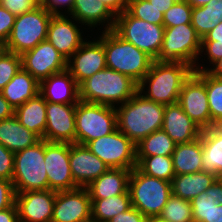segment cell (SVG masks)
Here are the masks:
<instances>
[{"mask_svg":"<svg viewBox=\"0 0 222 222\" xmlns=\"http://www.w3.org/2000/svg\"><path fill=\"white\" fill-rule=\"evenodd\" d=\"M159 216L168 222H194L191 202L173 194Z\"/></svg>","mask_w":222,"mask_h":222,"instance_id":"d590c367","label":"cell"},{"mask_svg":"<svg viewBox=\"0 0 222 222\" xmlns=\"http://www.w3.org/2000/svg\"><path fill=\"white\" fill-rule=\"evenodd\" d=\"M193 7L186 1L174 3L163 14L164 27H174L180 24H190Z\"/></svg>","mask_w":222,"mask_h":222,"instance_id":"f35d334b","label":"cell"},{"mask_svg":"<svg viewBox=\"0 0 222 222\" xmlns=\"http://www.w3.org/2000/svg\"><path fill=\"white\" fill-rule=\"evenodd\" d=\"M108 222H147V218L132 206L127 211L114 216Z\"/></svg>","mask_w":222,"mask_h":222,"instance_id":"bcb514c9","label":"cell"},{"mask_svg":"<svg viewBox=\"0 0 222 222\" xmlns=\"http://www.w3.org/2000/svg\"><path fill=\"white\" fill-rule=\"evenodd\" d=\"M40 140L35 133L20 124L14 115L0 120V144L9 151L18 152L35 145Z\"/></svg>","mask_w":222,"mask_h":222,"instance_id":"484cf974","label":"cell"},{"mask_svg":"<svg viewBox=\"0 0 222 222\" xmlns=\"http://www.w3.org/2000/svg\"><path fill=\"white\" fill-rule=\"evenodd\" d=\"M14 116L20 124L35 133L40 139H44L46 101L40 94L15 108Z\"/></svg>","mask_w":222,"mask_h":222,"instance_id":"83f0119b","label":"cell"},{"mask_svg":"<svg viewBox=\"0 0 222 222\" xmlns=\"http://www.w3.org/2000/svg\"><path fill=\"white\" fill-rule=\"evenodd\" d=\"M162 130L176 143H189L200 138L202 129L178 103L165 105Z\"/></svg>","mask_w":222,"mask_h":222,"instance_id":"44dd1931","label":"cell"},{"mask_svg":"<svg viewBox=\"0 0 222 222\" xmlns=\"http://www.w3.org/2000/svg\"><path fill=\"white\" fill-rule=\"evenodd\" d=\"M71 57L73 62L67 60L66 70L78 84L106 68L105 49L100 39L95 42L84 41Z\"/></svg>","mask_w":222,"mask_h":222,"instance_id":"d6986e66","label":"cell"},{"mask_svg":"<svg viewBox=\"0 0 222 222\" xmlns=\"http://www.w3.org/2000/svg\"><path fill=\"white\" fill-rule=\"evenodd\" d=\"M177 103L202 130L211 127L204 71H193L184 81Z\"/></svg>","mask_w":222,"mask_h":222,"instance_id":"7c38bea8","label":"cell"},{"mask_svg":"<svg viewBox=\"0 0 222 222\" xmlns=\"http://www.w3.org/2000/svg\"><path fill=\"white\" fill-rule=\"evenodd\" d=\"M218 177L204 172L175 175L171 181L172 194L191 201L206 191Z\"/></svg>","mask_w":222,"mask_h":222,"instance_id":"f1b7e54d","label":"cell"},{"mask_svg":"<svg viewBox=\"0 0 222 222\" xmlns=\"http://www.w3.org/2000/svg\"><path fill=\"white\" fill-rule=\"evenodd\" d=\"M131 204L147 219L159 216L172 195L171 182L142 173L137 167L129 178Z\"/></svg>","mask_w":222,"mask_h":222,"instance_id":"5b68a950","label":"cell"},{"mask_svg":"<svg viewBox=\"0 0 222 222\" xmlns=\"http://www.w3.org/2000/svg\"><path fill=\"white\" fill-rule=\"evenodd\" d=\"M213 65H215V67L212 69H206V68H197V66H194L195 68L193 69V71H207L209 74H211L212 76L222 79V58H220L219 60H217Z\"/></svg>","mask_w":222,"mask_h":222,"instance_id":"f5cc1de1","label":"cell"},{"mask_svg":"<svg viewBox=\"0 0 222 222\" xmlns=\"http://www.w3.org/2000/svg\"><path fill=\"white\" fill-rule=\"evenodd\" d=\"M0 5L18 16L38 6L39 0H0Z\"/></svg>","mask_w":222,"mask_h":222,"instance_id":"b9f144b4","label":"cell"},{"mask_svg":"<svg viewBox=\"0 0 222 222\" xmlns=\"http://www.w3.org/2000/svg\"><path fill=\"white\" fill-rule=\"evenodd\" d=\"M132 207L129 190L117 196L91 199L92 222H108Z\"/></svg>","mask_w":222,"mask_h":222,"instance_id":"4dcf8cb0","label":"cell"},{"mask_svg":"<svg viewBox=\"0 0 222 222\" xmlns=\"http://www.w3.org/2000/svg\"><path fill=\"white\" fill-rule=\"evenodd\" d=\"M76 104L46 102V128L44 140L75 143Z\"/></svg>","mask_w":222,"mask_h":222,"instance_id":"2e32d148","label":"cell"},{"mask_svg":"<svg viewBox=\"0 0 222 222\" xmlns=\"http://www.w3.org/2000/svg\"><path fill=\"white\" fill-rule=\"evenodd\" d=\"M204 84L210 109L211 127L222 123V79L204 71Z\"/></svg>","mask_w":222,"mask_h":222,"instance_id":"e575fe53","label":"cell"},{"mask_svg":"<svg viewBox=\"0 0 222 222\" xmlns=\"http://www.w3.org/2000/svg\"><path fill=\"white\" fill-rule=\"evenodd\" d=\"M22 68L28 71L39 83L49 76L67 69V60L47 40L21 55Z\"/></svg>","mask_w":222,"mask_h":222,"instance_id":"5bb4252c","label":"cell"},{"mask_svg":"<svg viewBox=\"0 0 222 222\" xmlns=\"http://www.w3.org/2000/svg\"><path fill=\"white\" fill-rule=\"evenodd\" d=\"M56 192L50 189L16 193L19 222H51Z\"/></svg>","mask_w":222,"mask_h":222,"instance_id":"e0dca14e","label":"cell"},{"mask_svg":"<svg viewBox=\"0 0 222 222\" xmlns=\"http://www.w3.org/2000/svg\"><path fill=\"white\" fill-rule=\"evenodd\" d=\"M218 179L222 182V173L219 175Z\"/></svg>","mask_w":222,"mask_h":222,"instance_id":"6125c7cd","label":"cell"},{"mask_svg":"<svg viewBox=\"0 0 222 222\" xmlns=\"http://www.w3.org/2000/svg\"><path fill=\"white\" fill-rule=\"evenodd\" d=\"M100 40L105 49L106 67L131 77L139 84L154 59L125 41L113 29L103 31Z\"/></svg>","mask_w":222,"mask_h":222,"instance_id":"277c9868","label":"cell"},{"mask_svg":"<svg viewBox=\"0 0 222 222\" xmlns=\"http://www.w3.org/2000/svg\"><path fill=\"white\" fill-rule=\"evenodd\" d=\"M165 105L145 98L137 91L117 112L118 129L135 145L163 124Z\"/></svg>","mask_w":222,"mask_h":222,"instance_id":"6da1fadb","label":"cell"},{"mask_svg":"<svg viewBox=\"0 0 222 222\" xmlns=\"http://www.w3.org/2000/svg\"><path fill=\"white\" fill-rule=\"evenodd\" d=\"M15 190L12 181L0 178V210L15 204Z\"/></svg>","mask_w":222,"mask_h":222,"instance_id":"7bdbcfd3","label":"cell"},{"mask_svg":"<svg viewBox=\"0 0 222 222\" xmlns=\"http://www.w3.org/2000/svg\"><path fill=\"white\" fill-rule=\"evenodd\" d=\"M12 183L15 193L48 189L44 139L31 147L15 152Z\"/></svg>","mask_w":222,"mask_h":222,"instance_id":"52a82bcc","label":"cell"},{"mask_svg":"<svg viewBox=\"0 0 222 222\" xmlns=\"http://www.w3.org/2000/svg\"><path fill=\"white\" fill-rule=\"evenodd\" d=\"M193 68L183 62L154 60L150 70L138 84L142 94L146 84H149L145 98L163 105L178 102L184 81L191 75Z\"/></svg>","mask_w":222,"mask_h":222,"instance_id":"3957f363","label":"cell"},{"mask_svg":"<svg viewBox=\"0 0 222 222\" xmlns=\"http://www.w3.org/2000/svg\"><path fill=\"white\" fill-rule=\"evenodd\" d=\"M200 47L201 38L191 23L165 27L162 47L156 60L183 62L194 69L195 61L201 55Z\"/></svg>","mask_w":222,"mask_h":222,"instance_id":"30bf717a","label":"cell"},{"mask_svg":"<svg viewBox=\"0 0 222 222\" xmlns=\"http://www.w3.org/2000/svg\"><path fill=\"white\" fill-rule=\"evenodd\" d=\"M14 115V108L3 97L0 92V120L10 118Z\"/></svg>","mask_w":222,"mask_h":222,"instance_id":"f907efd6","label":"cell"},{"mask_svg":"<svg viewBox=\"0 0 222 222\" xmlns=\"http://www.w3.org/2000/svg\"><path fill=\"white\" fill-rule=\"evenodd\" d=\"M15 153L0 144V178L12 181Z\"/></svg>","mask_w":222,"mask_h":222,"instance_id":"60d3db41","label":"cell"},{"mask_svg":"<svg viewBox=\"0 0 222 222\" xmlns=\"http://www.w3.org/2000/svg\"><path fill=\"white\" fill-rule=\"evenodd\" d=\"M15 18L14 14L0 5V43H6L15 23Z\"/></svg>","mask_w":222,"mask_h":222,"instance_id":"ee69618b","label":"cell"},{"mask_svg":"<svg viewBox=\"0 0 222 222\" xmlns=\"http://www.w3.org/2000/svg\"><path fill=\"white\" fill-rule=\"evenodd\" d=\"M201 142L202 171L219 177L222 173V127L203 129Z\"/></svg>","mask_w":222,"mask_h":222,"instance_id":"cb8c5ba5","label":"cell"},{"mask_svg":"<svg viewBox=\"0 0 222 222\" xmlns=\"http://www.w3.org/2000/svg\"><path fill=\"white\" fill-rule=\"evenodd\" d=\"M39 94L46 102L77 104L80 101L79 84L67 70L41 81Z\"/></svg>","mask_w":222,"mask_h":222,"instance_id":"7402d4cb","label":"cell"},{"mask_svg":"<svg viewBox=\"0 0 222 222\" xmlns=\"http://www.w3.org/2000/svg\"><path fill=\"white\" fill-rule=\"evenodd\" d=\"M74 0H39V5L52 15H61L59 8L67 6L68 12H72Z\"/></svg>","mask_w":222,"mask_h":222,"instance_id":"f6af8a7d","label":"cell"},{"mask_svg":"<svg viewBox=\"0 0 222 222\" xmlns=\"http://www.w3.org/2000/svg\"><path fill=\"white\" fill-rule=\"evenodd\" d=\"M6 50L5 44L0 43V56L2 55V53Z\"/></svg>","mask_w":222,"mask_h":222,"instance_id":"91938a15","label":"cell"},{"mask_svg":"<svg viewBox=\"0 0 222 222\" xmlns=\"http://www.w3.org/2000/svg\"><path fill=\"white\" fill-rule=\"evenodd\" d=\"M126 11L137 19L163 25V13L148 0H128Z\"/></svg>","mask_w":222,"mask_h":222,"instance_id":"8d00e7d4","label":"cell"},{"mask_svg":"<svg viewBox=\"0 0 222 222\" xmlns=\"http://www.w3.org/2000/svg\"><path fill=\"white\" fill-rule=\"evenodd\" d=\"M138 91V83L131 77L104 68L79 84L81 101L115 107L127 102Z\"/></svg>","mask_w":222,"mask_h":222,"instance_id":"7a4b0ae2","label":"cell"},{"mask_svg":"<svg viewBox=\"0 0 222 222\" xmlns=\"http://www.w3.org/2000/svg\"><path fill=\"white\" fill-rule=\"evenodd\" d=\"M211 222H222V204H218L212 209Z\"/></svg>","mask_w":222,"mask_h":222,"instance_id":"9f6ffc18","label":"cell"},{"mask_svg":"<svg viewBox=\"0 0 222 222\" xmlns=\"http://www.w3.org/2000/svg\"><path fill=\"white\" fill-rule=\"evenodd\" d=\"M0 222H19L16 204L10 208L0 210Z\"/></svg>","mask_w":222,"mask_h":222,"instance_id":"681fc988","label":"cell"},{"mask_svg":"<svg viewBox=\"0 0 222 222\" xmlns=\"http://www.w3.org/2000/svg\"><path fill=\"white\" fill-rule=\"evenodd\" d=\"M176 143L160 129L136 144V156H172Z\"/></svg>","mask_w":222,"mask_h":222,"instance_id":"d6a6232c","label":"cell"},{"mask_svg":"<svg viewBox=\"0 0 222 222\" xmlns=\"http://www.w3.org/2000/svg\"><path fill=\"white\" fill-rule=\"evenodd\" d=\"M136 167L144 174L171 182L175 176L172 156H136Z\"/></svg>","mask_w":222,"mask_h":222,"instance_id":"836d02e7","label":"cell"},{"mask_svg":"<svg viewBox=\"0 0 222 222\" xmlns=\"http://www.w3.org/2000/svg\"><path fill=\"white\" fill-rule=\"evenodd\" d=\"M219 22H222V0H211L192 9L191 24L201 39Z\"/></svg>","mask_w":222,"mask_h":222,"instance_id":"1f68e13d","label":"cell"},{"mask_svg":"<svg viewBox=\"0 0 222 222\" xmlns=\"http://www.w3.org/2000/svg\"><path fill=\"white\" fill-rule=\"evenodd\" d=\"M79 30L68 16L66 18L63 14L53 15L48 25L46 40L68 60L84 42Z\"/></svg>","mask_w":222,"mask_h":222,"instance_id":"ffe728a7","label":"cell"},{"mask_svg":"<svg viewBox=\"0 0 222 222\" xmlns=\"http://www.w3.org/2000/svg\"><path fill=\"white\" fill-rule=\"evenodd\" d=\"M147 222H168V221L161 218L160 216H154V217L148 218Z\"/></svg>","mask_w":222,"mask_h":222,"instance_id":"680465c9","label":"cell"},{"mask_svg":"<svg viewBox=\"0 0 222 222\" xmlns=\"http://www.w3.org/2000/svg\"><path fill=\"white\" fill-rule=\"evenodd\" d=\"M113 30L125 41L146 52L154 60L158 58L164 38V25L137 19L125 10L116 15Z\"/></svg>","mask_w":222,"mask_h":222,"instance_id":"9c48e42d","label":"cell"},{"mask_svg":"<svg viewBox=\"0 0 222 222\" xmlns=\"http://www.w3.org/2000/svg\"><path fill=\"white\" fill-rule=\"evenodd\" d=\"M116 16L126 10L128 0H99Z\"/></svg>","mask_w":222,"mask_h":222,"instance_id":"c3c4849f","label":"cell"},{"mask_svg":"<svg viewBox=\"0 0 222 222\" xmlns=\"http://www.w3.org/2000/svg\"><path fill=\"white\" fill-rule=\"evenodd\" d=\"M190 202L194 222H211L212 209L218 205L212 195V185Z\"/></svg>","mask_w":222,"mask_h":222,"instance_id":"74e56055","label":"cell"},{"mask_svg":"<svg viewBox=\"0 0 222 222\" xmlns=\"http://www.w3.org/2000/svg\"><path fill=\"white\" fill-rule=\"evenodd\" d=\"M174 3H178V2H183V1H186V0H172Z\"/></svg>","mask_w":222,"mask_h":222,"instance_id":"94428289","label":"cell"},{"mask_svg":"<svg viewBox=\"0 0 222 222\" xmlns=\"http://www.w3.org/2000/svg\"><path fill=\"white\" fill-rule=\"evenodd\" d=\"M212 195L217 204H222V182L218 178L212 184Z\"/></svg>","mask_w":222,"mask_h":222,"instance_id":"db71d44e","label":"cell"},{"mask_svg":"<svg viewBox=\"0 0 222 222\" xmlns=\"http://www.w3.org/2000/svg\"><path fill=\"white\" fill-rule=\"evenodd\" d=\"M52 16L40 5L16 16L11 33L5 43L6 50L21 55L46 40Z\"/></svg>","mask_w":222,"mask_h":222,"instance_id":"ba28073f","label":"cell"},{"mask_svg":"<svg viewBox=\"0 0 222 222\" xmlns=\"http://www.w3.org/2000/svg\"><path fill=\"white\" fill-rule=\"evenodd\" d=\"M109 168L132 170L136 167V145L118 128L85 145Z\"/></svg>","mask_w":222,"mask_h":222,"instance_id":"8fae6325","label":"cell"},{"mask_svg":"<svg viewBox=\"0 0 222 222\" xmlns=\"http://www.w3.org/2000/svg\"><path fill=\"white\" fill-rule=\"evenodd\" d=\"M44 162L48 177V189L60 192L79 188L71 173L69 143L44 140Z\"/></svg>","mask_w":222,"mask_h":222,"instance_id":"4fadbf2b","label":"cell"},{"mask_svg":"<svg viewBox=\"0 0 222 222\" xmlns=\"http://www.w3.org/2000/svg\"><path fill=\"white\" fill-rule=\"evenodd\" d=\"M40 83L22 67L1 91L15 109L39 94Z\"/></svg>","mask_w":222,"mask_h":222,"instance_id":"d4e9b609","label":"cell"},{"mask_svg":"<svg viewBox=\"0 0 222 222\" xmlns=\"http://www.w3.org/2000/svg\"><path fill=\"white\" fill-rule=\"evenodd\" d=\"M163 14L174 4L172 0H148Z\"/></svg>","mask_w":222,"mask_h":222,"instance_id":"11a10c76","label":"cell"},{"mask_svg":"<svg viewBox=\"0 0 222 222\" xmlns=\"http://www.w3.org/2000/svg\"><path fill=\"white\" fill-rule=\"evenodd\" d=\"M201 41H217V43H222V22H219L209 31Z\"/></svg>","mask_w":222,"mask_h":222,"instance_id":"816d5d0a","label":"cell"},{"mask_svg":"<svg viewBox=\"0 0 222 222\" xmlns=\"http://www.w3.org/2000/svg\"><path fill=\"white\" fill-rule=\"evenodd\" d=\"M69 164L78 187L86 188L109 167L85 145L69 143Z\"/></svg>","mask_w":222,"mask_h":222,"instance_id":"ac0fdd59","label":"cell"},{"mask_svg":"<svg viewBox=\"0 0 222 222\" xmlns=\"http://www.w3.org/2000/svg\"><path fill=\"white\" fill-rule=\"evenodd\" d=\"M172 160L175 175L202 171L201 135L192 142L176 144Z\"/></svg>","mask_w":222,"mask_h":222,"instance_id":"f546056e","label":"cell"},{"mask_svg":"<svg viewBox=\"0 0 222 222\" xmlns=\"http://www.w3.org/2000/svg\"><path fill=\"white\" fill-rule=\"evenodd\" d=\"M70 15H72L70 18L73 17L75 21L86 23L85 25L91 27L107 21L108 24L104 31L114 29L116 16L99 0H74Z\"/></svg>","mask_w":222,"mask_h":222,"instance_id":"4316f807","label":"cell"},{"mask_svg":"<svg viewBox=\"0 0 222 222\" xmlns=\"http://www.w3.org/2000/svg\"><path fill=\"white\" fill-rule=\"evenodd\" d=\"M21 56L5 50L0 56V92L21 69Z\"/></svg>","mask_w":222,"mask_h":222,"instance_id":"ab89813d","label":"cell"},{"mask_svg":"<svg viewBox=\"0 0 222 222\" xmlns=\"http://www.w3.org/2000/svg\"><path fill=\"white\" fill-rule=\"evenodd\" d=\"M131 170L109 168L86 188L91 199H104L124 194L129 188Z\"/></svg>","mask_w":222,"mask_h":222,"instance_id":"603a6c76","label":"cell"},{"mask_svg":"<svg viewBox=\"0 0 222 222\" xmlns=\"http://www.w3.org/2000/svg\"><path fill=\"white\" fill-rule=\"evenodd\" d=\"M211 0H186L193 8L194 7H203Z\"/></svg>","mask_w":222,"mask_h":222,"instance_id":"6f0895ef","label":"cell"},{"mask_svg":"<svg viewBox=\"0 0 222 222\" xmlns=\"http://www.w3.org/2000/svg\"><path fill=\"white\" fill-rule=\"evenodd\" d=\"M75 124V143L86 145L118 128L116 107L80 100L76 104Z\"/></svg>","mask_w":222,"mask_h":222,"instance_id":"8992f818","label":"cell"},{"mask_svg":"<svg viewBox=\"0 0 222 222\" xmlns=\"http://www.w3.org/2000/svg\"><path fill=\"white\" fill-rule=\"evenodd\" d=\"M205 49L206 52H208V59H210L209 61L211 64H214L217 60L222 58V43H217V41H201V52Z\"/></svg>","mask_w":222,"mask_h":222,"instance_id":"7dc6e473","label":"cell"},{"mask_svg":"<svg viewBox=\"0 0 222 222\" xmlns=\"http://www.w3.org/2000/svg\"><path fill=\"white\" fill-rule=\"evenodd\" d=\"M51 222H92L88 189L56 192Z\"/></svg>","mask_w":222,"mask_h":222,"instance_id":"9a60e30c","label":"cell"}]
</instances>
